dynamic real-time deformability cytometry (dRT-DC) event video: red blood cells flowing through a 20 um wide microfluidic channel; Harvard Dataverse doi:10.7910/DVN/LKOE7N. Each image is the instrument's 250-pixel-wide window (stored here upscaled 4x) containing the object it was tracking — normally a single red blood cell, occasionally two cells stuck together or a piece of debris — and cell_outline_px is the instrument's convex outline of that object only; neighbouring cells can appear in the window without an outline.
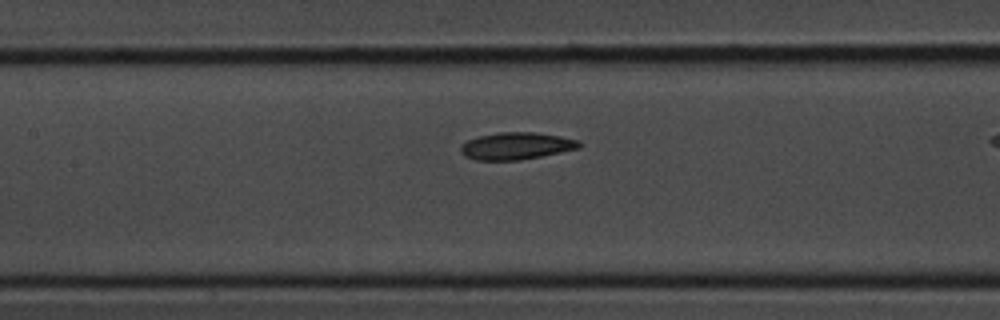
{"species": "common noctule bat (a hibernating species)", "species_latin": "Nyctalus noctula", "temperature_condition": "room temperature", "stored_images_in_passage": 23, "camera_frame_rate_fps": 3000, "um_per_image_px": 0.085, "animal": {"sex": "male", "body_mass_g": 20.1, "forearm_length_mm": 53.5}, "frame": {"image": 1, "passage_image": 10, "time_ms": 3.0, "image_size_px": [1000, 320], "cell_outline_px": [[584, 144], [580, 148], [520, 160], [476, 160], [464, 156], [460, 152], [460, 144], [468, 140], [480, 136], [500, 132], [532, 132], [560, 136], [580, 140]], "centroid_in_image_um": [43.89, 12.4], "position_along_channel_um": 163.5, "area_um2": 18.79}}
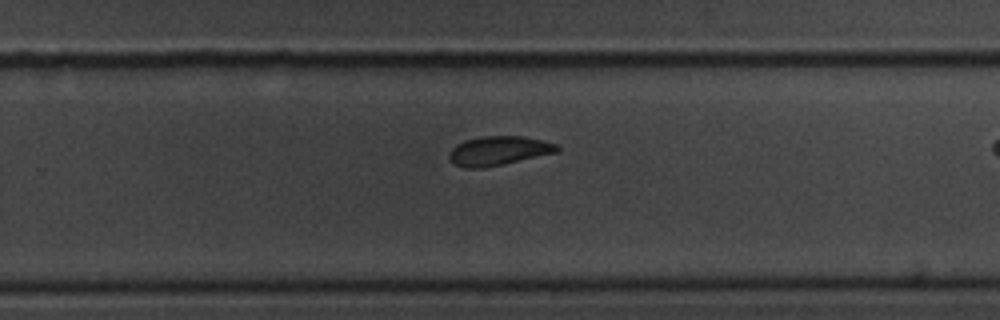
{"frame": {"image": 2, "passage_image": 17, "time_ms": 5.333, "image_size_px": [1000, 320], "cell_outline_px": [[560, 152], [504, 164], [480, 168], [464, 168], [456, 164], [448, 156], [448, 152], [456, 144], [464, 140], [480, 136], [524, 136], [556, 144], [560, 148]], "centroid_in_image_um": [42.39, 12.81], "position_along_channel_um": 287.4, "area_um2": 18.44}}